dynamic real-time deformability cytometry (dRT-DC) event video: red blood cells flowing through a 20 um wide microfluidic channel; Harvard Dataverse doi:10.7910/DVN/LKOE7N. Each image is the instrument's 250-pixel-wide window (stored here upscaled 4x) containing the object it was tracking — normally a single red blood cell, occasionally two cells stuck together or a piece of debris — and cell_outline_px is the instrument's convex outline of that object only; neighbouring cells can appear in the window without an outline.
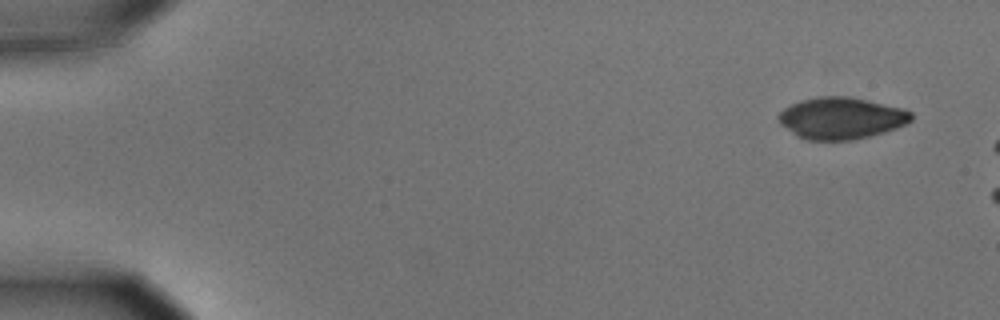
{"species": "common noctule bat (a hibernating species)", "species_latin": "Nyctalus noctula", "temperature_condition": "cold", "stored_images_in_passage": 3, "camera_frame_rate_fps": 3000, "um_per_image_px": 0.085, "animal": {"sex": "male", "body_mass_g": 15.6}, "frame": {"image": 1, "passage_image": 1, "time_ms": 0.0, "image_size_px": [1000, 320], "cell_outline_px": [[912, 120], [896, 128], [884, 132], [852, 140], [808, 140], [796, 136], [780, 124], [776, 116], [784, 108], [800, 100], [820, 96], [848, 96], [868, 100], [904, 108], [912, 112]], "centroid_in_image_um": [71.48, 10.04], "position_along_channel_um": 13.5, "area_um2": 32.37}}